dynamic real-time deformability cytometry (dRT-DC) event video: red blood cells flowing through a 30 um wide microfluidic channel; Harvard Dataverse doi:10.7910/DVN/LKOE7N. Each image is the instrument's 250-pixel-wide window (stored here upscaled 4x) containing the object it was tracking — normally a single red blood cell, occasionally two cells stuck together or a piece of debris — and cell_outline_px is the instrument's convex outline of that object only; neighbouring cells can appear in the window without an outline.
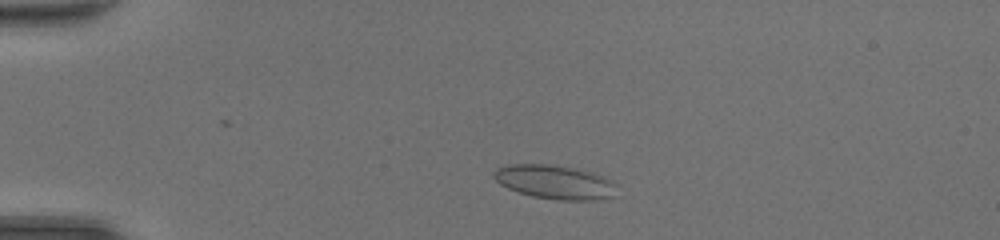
{"species": "common noctule bat (a hibernating species)", "species_latin": "Nyctalus noctula", "temperature_condition": "room temperature", "stored_images_in_passage": 42, "camera_frame_rate_fps": 3000, "um_per_image_px": 0.085, "animal": {"sex": "female", "body_mass_g": 20.0, "forearm_length_mm": 54.0}, "frame": {"image": 1, "passage_image": 6, "time_ms": 1.667, "image_size_px": [1000, 240], "cell_outline_px": [[620, 184], [612, 196], [596, 200], [556, 200], [532, 196], [508, 188], [500, 184], [492, 176], [492, 172], [496, 168], [508, 164], [548, 164], [576, 168], [596, 172]], "centroid_in_image_um": [47.2, 15.46], "position_along_channel_um": 37.8, "area_um2": 24.74}}
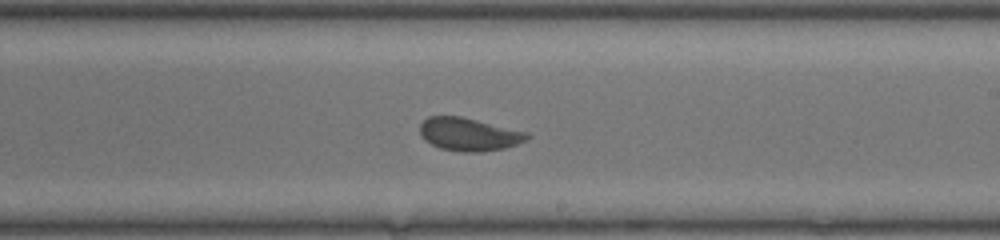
{"frame": {"image": 2, "passage_image": 24, "time_ms": 7.667, "image_size_px": [1000, 240], "cell_outline_px": [[532, 136], [528, 140], [504, 148], [480, 152], [460, 152], [440, 148], [424, 140], [420, 136], [420, 124], [428, 116], [460, 116], [528, 132]], "centroid_in_image_um": [39.86, 11.42], "position_along_channel_um": 249.1, "area_um2": 20.69}}
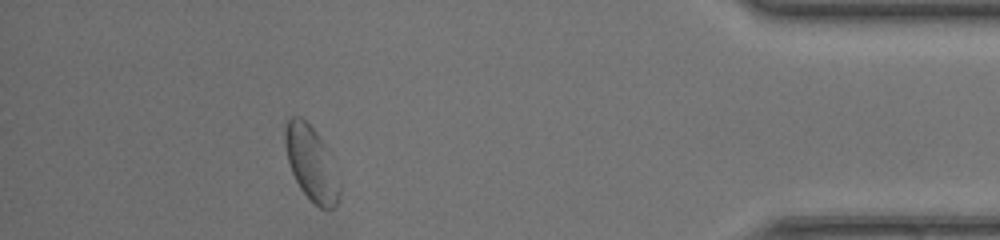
{"frame": {"image": 3, "passage_image": 38, "time_ms": 12.333, "image_size_px": [1000, 240], "cell_outline_px": [[340, 196], [336, 204], [332, 208], [320, 208], [300, 188], [292, 172], [288, 160], [284, 144], [284, 128], [288, 120], [292, 116], [300, 116], [316, 132], [328, 148], [340, 184]], "centroid_in_image_um": [26.46, 13.87], "position_along_channel_um": 408.7, "area_um2": 23.41}, "authors_computed_cell_mechanics": {"area_um2": 21.5305, "velocity_mm_per_s": 4.378, "shape_relaxation_time_tau1_ms": null, "shape_relaxation_time_tau2_ms": 0.8552, "deformation_change_tau1": null, "deformation_change_tau2": 0.0431}}